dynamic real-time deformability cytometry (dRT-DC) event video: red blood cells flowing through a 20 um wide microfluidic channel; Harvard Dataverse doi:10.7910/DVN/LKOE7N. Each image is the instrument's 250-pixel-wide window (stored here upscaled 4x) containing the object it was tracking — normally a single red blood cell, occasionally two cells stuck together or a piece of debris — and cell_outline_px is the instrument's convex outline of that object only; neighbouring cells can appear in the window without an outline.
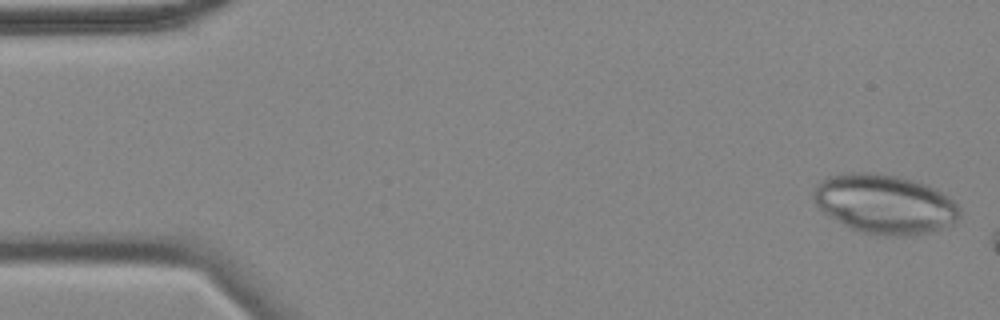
{"species": "common noctule bat (a hibernating species)", "species_latin": "Nyctalus noctula", "temperature_condition": "cold", "stored_images_in_passage": 9, "camera_frame_rate_fps": 3000, "um_per_image_px": 0.085, "animal": {"sex": "female", "body_mass_g": 18.4}, "frame": {"image": 1, "passage_image": 2, "time_ms": 0.333, "image_size_px": [1000, 320], "cell_outline_px": [[960, 216], [952, 224], [932, 232], [908, 236], [880, 236], [860, 232], [844, 224], [816, 208], [812, 200], [812, 192], [816, 184], [820, 180], [828, 176], [840, 172], [876, 172], [900, 176], [936, 188], [948, 196], [960, 208]], "centroid_in_image_um": [75.16, 17.33], "position_along_channel_um": 9.8, "area_um2": 51.27}}